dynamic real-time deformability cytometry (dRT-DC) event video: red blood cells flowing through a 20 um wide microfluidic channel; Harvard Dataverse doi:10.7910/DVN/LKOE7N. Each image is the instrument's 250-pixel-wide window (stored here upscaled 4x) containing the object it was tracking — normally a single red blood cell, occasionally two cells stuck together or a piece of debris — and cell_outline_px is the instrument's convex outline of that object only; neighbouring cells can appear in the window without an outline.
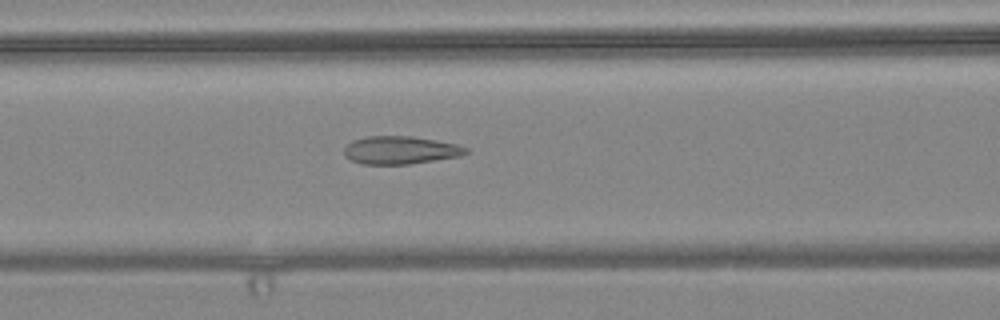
{"species": "common noctule bat (a hibernating species)", "species_latin": "Nyctalus noctula", "temperature_condition": "warm", "stored_images_in_passage": 56, "camera_frame_rate_fps": 3000, "um_per_image_px": 0.085, "animal": {"sex": "female", "body_mass_g": 24.6, "forearm_length_mm": 56.2}, "frame": {"image": 1, "passage_image": 23, "time_ms": 7.333, "image_size_px": [1000, 320], "cell_outline_px": [[468, 152], [460, 156], [408, 164], [360, 164], [344, 156], [344, 148], [352, 140], [368, 136], [412, 136], [436, 140], [456, 144], [468, 148]], "centroid_in_image_um": [34.01, 12.76], "position_along_channel_um": 132.6, "area_um2": 19.77}}
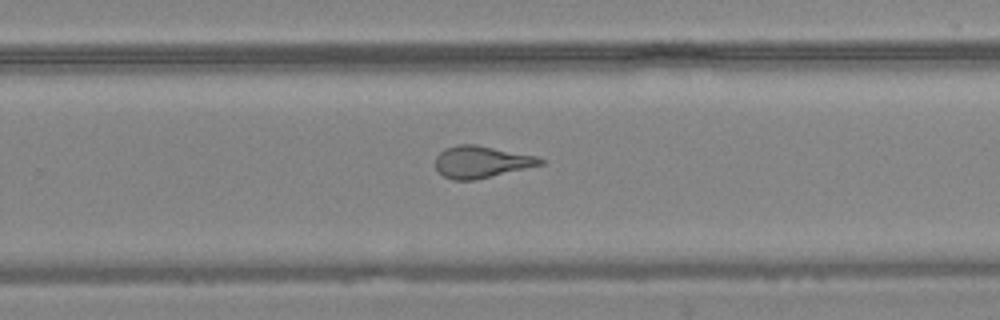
{"frame": {"image": 2, "passage_image": 36, "time_ms": 11.667, "image_size_px": [1000, 320], "cell_outline_px": [[544, 164], [476, 180], [452, 180], [444, 176], [436, 168], [436, 156], [444, 148], [456, 144], [476, 144], [536, 156], [544, 160]], "centroid_in_image_um": [40.9, 13.75], "position_along_channel_um": 288.9, "area_um2": 19.54}}
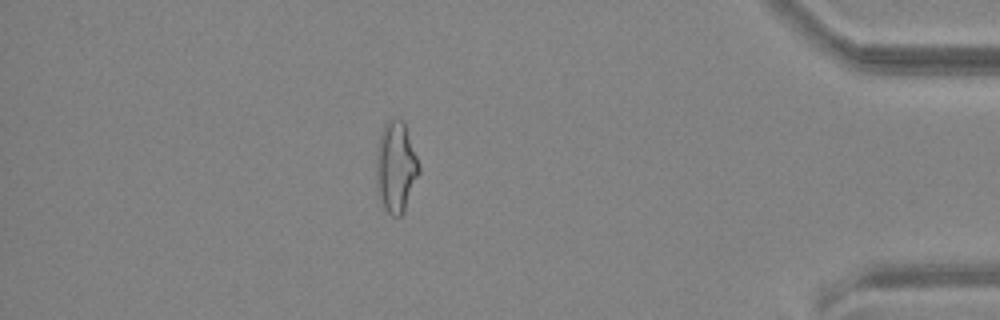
{"frame": {"image": 3, "passage_image": 49, "time_ms": 16.0, "image_size_px": [1000, 320], "cell_outline_px": [[420, 172], [404, 212], [400, 216], [392, 216], [384, 208], [380, 200], [376, 184], [376, 156], [380, 132], [384, 124], [392, 116], [396, 116], [404, 120], [420, 168]], "centroid_in_image_um": [33.64, 14.16], "position_along_channel_um": 401.6, "area_um2": 22.95}, "authors_computed_cell_mechanics": {"area_um2": 22.0507, "velocity_mm_per_s": 3.6144, "shape_relaxation_time_tau1_ms": null, "shape_relaxation_time_tau2_ms": 1.3846, "deformation_change_tau1": null, "deformation_change_tau2": 0.0893}}